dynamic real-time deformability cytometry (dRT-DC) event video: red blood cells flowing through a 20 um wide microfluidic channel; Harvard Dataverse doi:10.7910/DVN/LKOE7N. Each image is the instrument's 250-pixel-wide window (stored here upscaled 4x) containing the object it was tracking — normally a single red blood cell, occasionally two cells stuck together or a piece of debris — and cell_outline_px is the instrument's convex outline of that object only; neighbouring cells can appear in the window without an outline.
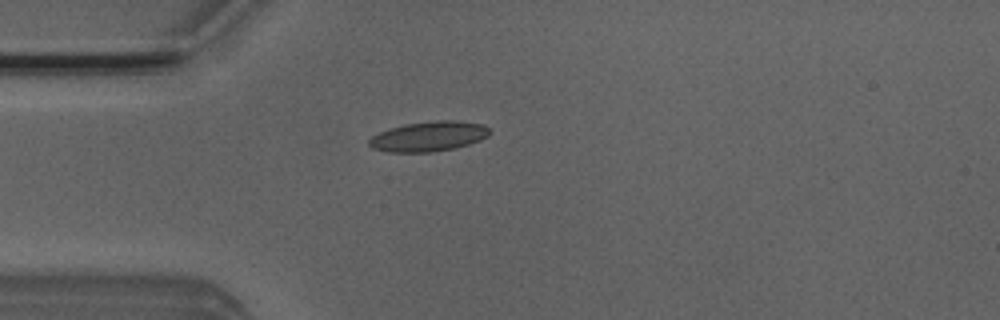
{"species": "Egyptian fruit bat (a non-hibernating species)", "species_latin": "Rousettus aegyptiacus", "temperature_condition": "room temperature", "stored_images_in_passage": 39, "camera_frame_rate_fps": 3000, "um_per_image_px": 0.085, "animal": {"sex": "male"}, "frame": {"image": 1, "passage_image": 1, "time_ms": 0.0, "image_size_px": [1000, 320], "cell_outline_px": [[492, 132], [488, 136], [480, 140], [456, 148], [432, 152], [388, 152], [372, 148], [368, 144], [368, 140], [372, 136], [380, 132], [404, 124], [436, 120], [456, 120], [484, 124]], "centroid_in_image_um": [36.46, 11.59], "position_along_channel_um": 48.5, "area_um2": 21.15}}
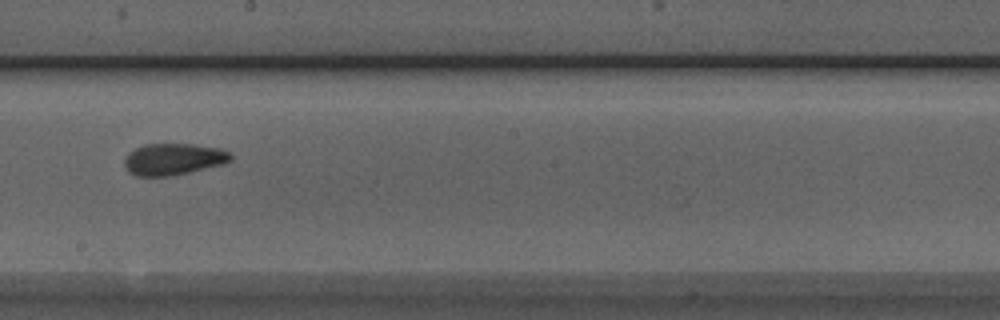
{"frame": {"image": 2, "passage_image": 16, "time_ms": 5.0, "image_size_px": [1000, 320], "cell_outline_px": [[232, 160], [224, 164], [188, 172], [168, 176], [136, 176], [128, 172], [124, 164], [124, 160], [128, 152], [144, 144], [192, 144], [220, 148], [228, 152], [232, 156]], "centroid_in_image_um": [14.72, 13.53], "position_along_channel_um": 233.5, "area_um2": 19.59}}
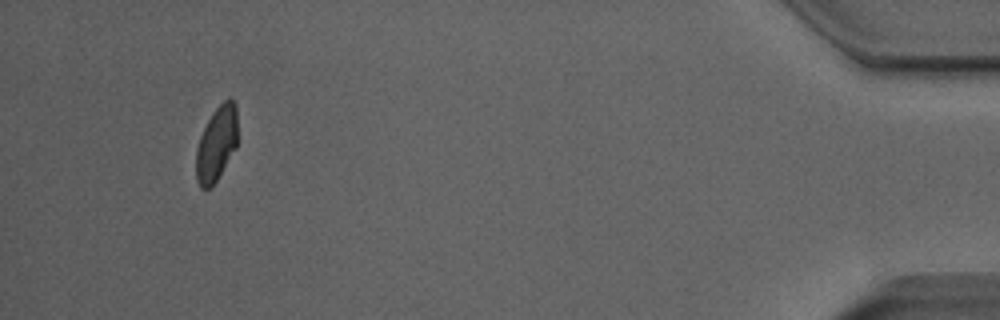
{"frame": {"image": 3, "passage_image": 36, "time_ms": 11.667, "image_size_px": [1000, 320], "cell_outline_px": [[236, 148], [216, 180], [208, 188], [200, 188], [196, 180], [196, 148], [200, 136], [212, 112], [228, 96], [232, 96], [236, 104]], "centroid_in_image_um": [18.39, 12.17], "position_along_channel_um": 416.8, "area_um2": 17.98}, "authors_computed_cell_mechanics": {"area_um2": 19.4786, "velocity_mm_per_s": 3.9172, "shape_relaxation_time_tau1_ms": 5.4298, "shape_relaxation_time_tau2_ms": 1.5797, "deformation_change_tau1": 0.1498, "deformation_change_tau2": 0.0594}}